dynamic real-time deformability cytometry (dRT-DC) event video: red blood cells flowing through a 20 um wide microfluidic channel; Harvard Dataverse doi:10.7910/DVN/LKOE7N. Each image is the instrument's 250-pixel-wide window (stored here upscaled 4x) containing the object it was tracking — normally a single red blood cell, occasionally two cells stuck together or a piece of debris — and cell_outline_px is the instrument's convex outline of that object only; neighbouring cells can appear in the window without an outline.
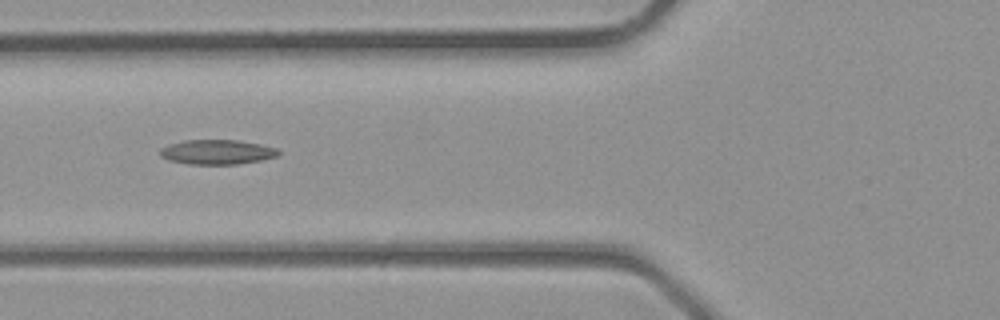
{"species": "common noctule bat (a hibernating species)", "species_latin": "Nyctalus noctula", "temperature_condition": "room temperature", "stored_images_in_passage": 21, "camera_frame_rate_fps": 3000, "um_per_image_px": 0.085, "animal": {"sex": "male", "body_mass_g": 23.1, "forearm_length_mm": 52.7}, "frame": {"image": 1, "passage_image": 8, "time_ms": 2.333, "image_size_px": [1000, 320], "cell_outline_px": [[280, 156], [260, 160], [236, 164], [188, 164], [168, 160], [160, 156], [160, 148], [168, 144], [184, 140], [236, 140], [260, 144], [276, 148], [280, 152]], "centroid_in_image_um": [18.43, 12.92], "position_along_channel_um": 107.4, "area_um2": 17.05}}
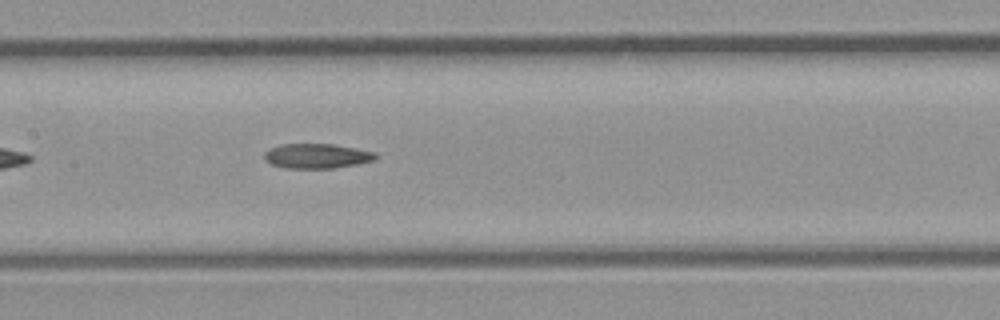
{"frame": {"image": 2, "passage_image": 12, "time_ms": 3.667, "image_size_px": [1000, 320], "cell_outline_px": [[376, 160], [356, 164], [332, 168], [284, 168], [272, 164], [264, 160], [264, 152], [280, 144], [332, 144], [356, 148], [376, 152]], "centroid_in_image_um": [26.92, 13.26], "position_along_channel_um": 180.5, "area_um2": 16.01}}
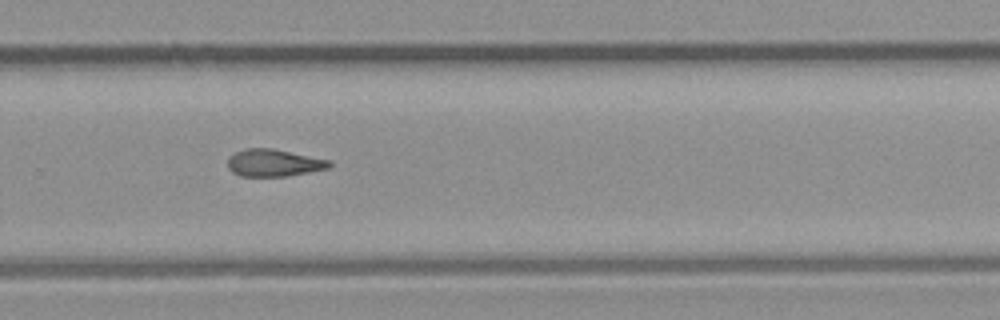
{"frame": {"image": 3, "passage_image": 19, "time_ms": 6.0, "image_size_px": [1000, 320], "cell_outline_px": [[332, 164], [328, 168], [288, 176], [240, 176], [232, 172], [228, 168], [228, 156], [244, 148], [272, 148], [332, 160]], "centroid_in_image_um": [23.26, 13.83], "position_along_channel_um": 306.5, "area_um2": 16.24}}